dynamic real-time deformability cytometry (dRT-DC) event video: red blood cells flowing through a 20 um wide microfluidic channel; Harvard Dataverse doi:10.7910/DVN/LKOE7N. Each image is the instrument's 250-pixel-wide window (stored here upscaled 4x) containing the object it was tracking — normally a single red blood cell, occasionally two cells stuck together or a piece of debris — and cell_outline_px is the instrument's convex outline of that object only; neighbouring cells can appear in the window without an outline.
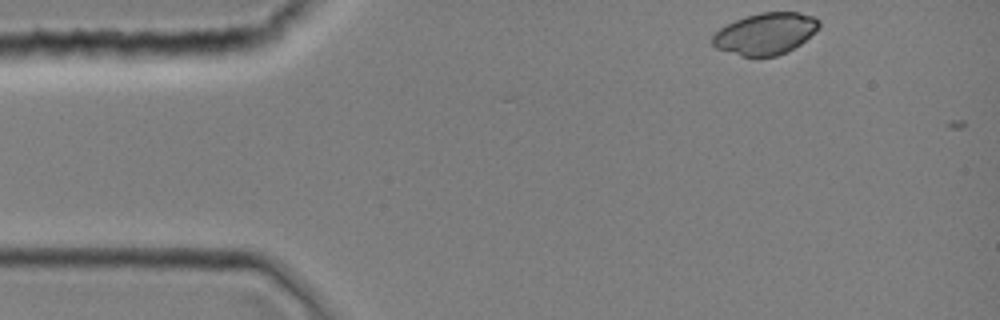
{"species": "common noctule bat (a hibernating species)", "species_latin": "Nyctalus noctula", "temperature_condition": "room temperature", "stored_images_in_passage": 32, "camera_frame_rate_fps": 3000, "um_per_image_px": 0.085, "animal": {"sex": "female", "body_mass_g": 19.0, "forearm_length_mm": 51.5}, "frame": {"image": 1, "passage_image": 1, "time_ms": 0.0, "image_size_px": [1000, 320], "cell_outline_px": [[820, 28], [800, 44], [776, 56], [740, 56], [716, 48], [712, 44], [712, 36], [720, 28], [736, 20], [760, 12], [800, 12], [812, 16], [820, 20]], "centroid_in_image_um": [65.07, 2.85], "position_along_channel_um": 19.9, "area_um2": 25.66}}
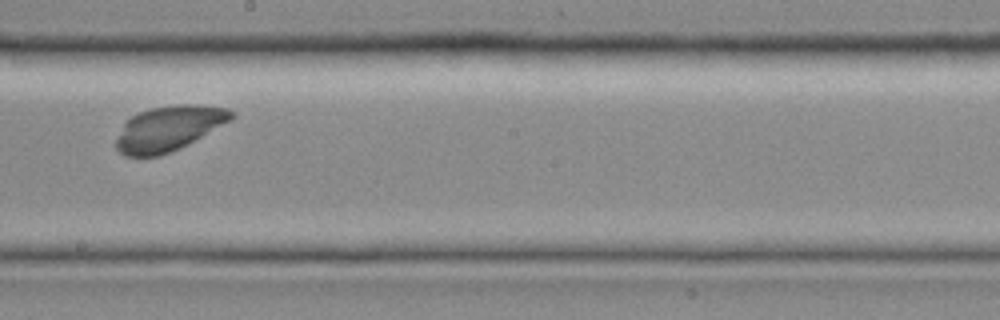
{"frame": {"image": 2, "passage_image": 19, "time_ms": 6.0, "image_size_px": [1000, 320], "cell_outline_px": [[236, 116], [232, 120], [188, 144], [172, 152], [160, 156], [124, 156], [116, 148], [116, 140], [124, 124], [132, 116], [140, 112], [152, 108], [176, 104], [200, 104], [228, 108], [236, 112]], "centroid_in_image_um": [14.41, 10.91], "position_along_channel_um": 233.8, "area_um2": 30.29}}
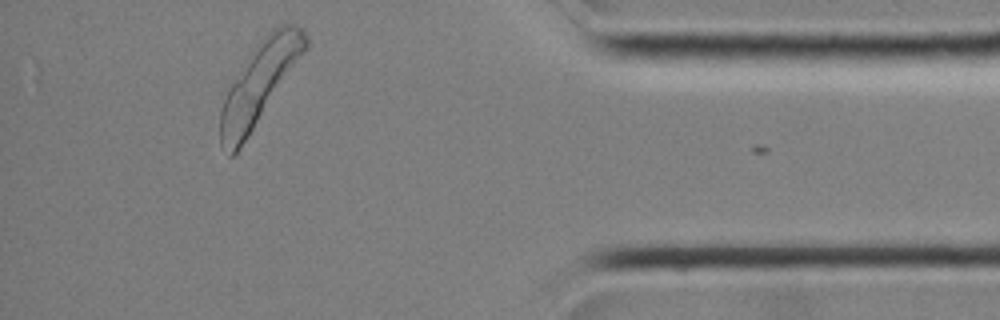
{"frame": {"image": 3, "passage_image": 32, "time_ms": 10.333, "image_size_px": [1000, 320], "cell_outline_px": [[308, 48], [240, 148], [232, 156], [228, 156], [220, 144], [220, 112], [228, 88], [260, 40], [276, 24], [296, 24], [304, 32], [308, 40]], "centroid_in_image_um": [22.06, 7.07], "position_along_channel_um": 413.1, "area_um2": 39.71}}